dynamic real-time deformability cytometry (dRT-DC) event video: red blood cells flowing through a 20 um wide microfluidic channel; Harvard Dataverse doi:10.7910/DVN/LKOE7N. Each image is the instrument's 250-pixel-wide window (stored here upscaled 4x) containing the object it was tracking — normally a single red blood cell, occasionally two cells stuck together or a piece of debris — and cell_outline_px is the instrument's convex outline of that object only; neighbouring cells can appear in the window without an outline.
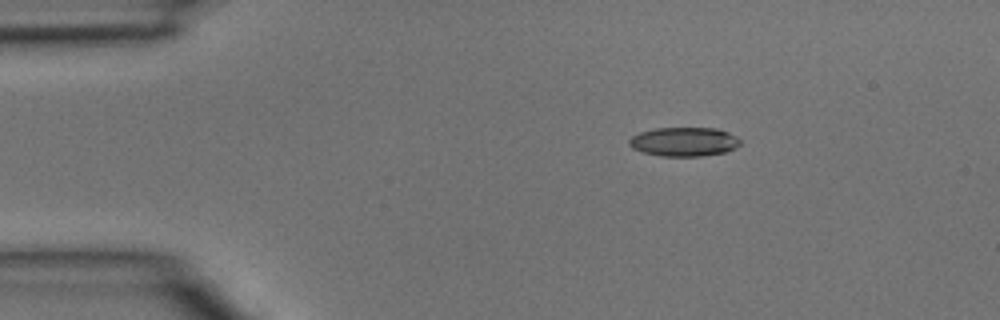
{"species": "common noctule bat (a hibernating species)", "species_latin": "Nyctalus noctula", "temperature_condition": "room temperature", "stored_images_in_passage": 3, "camera_frame_rate_fps": 3000, "um_per_image_px": 0.085, "animal": {"sex": "male", "body_mass_g": 15.6}, "frame": {"image": 1, "passage_image": 1, "time_ms": 0.0, "image_size_px": [1000, 320], "cell_outline_px": [[740, 144], [736, 148], [728, 152], [700, 156], [660, 156], [644, 152], [632, 148], [628, 144], [628, 140], [632, 136], [640, 132], [656, 128], [716, 128], [728, 132], [736, 136], [740, 140]], "centroid_in_image_um": [58.16, 12.05], "position_along_channel_um": 26.8, "area_um2": 18.9}}
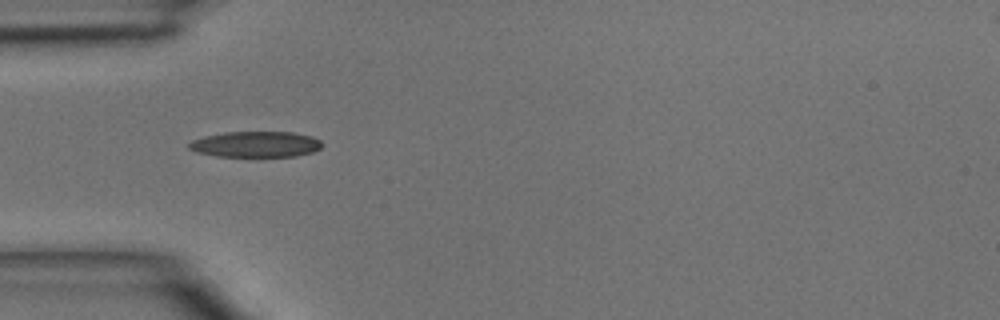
{"frame": {"image": 2, "passage_image": 3, "time_ms": 0.667, "image_size_px": [1000, 320], "cell_outline_px": [[324, 144], [320, 148], [312, 152], [296, 156], [216, 156], [196, 152], [188, 148], [188, 144], [192, 140], [204, 136], [224, 132], [292, 132], [312, 136], [320, 140]], "centroid_in_image_um": [21.74, 12.26], "position_along_channel_um": 63.3, "area_um2": 20.06}}